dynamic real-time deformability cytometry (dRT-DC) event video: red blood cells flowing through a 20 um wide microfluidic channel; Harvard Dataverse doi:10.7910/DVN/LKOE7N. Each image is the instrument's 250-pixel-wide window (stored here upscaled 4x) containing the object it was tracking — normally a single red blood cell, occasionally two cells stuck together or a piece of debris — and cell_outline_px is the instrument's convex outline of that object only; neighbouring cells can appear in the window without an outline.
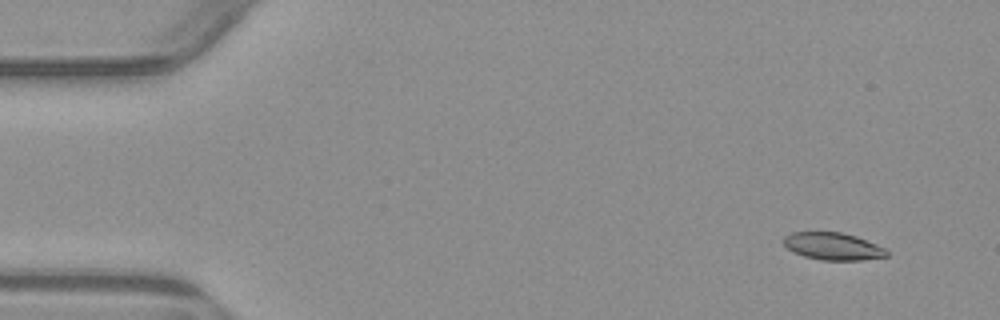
{"species": "common noctule bat (a hibernating species)", "species_latin": "Nyctalus noctula", "temperature_condition": "warm", "stored_images_in_passage": 4, "camera_frame_rate_fps": 3000, "um_per_image_px": 0.085, "animal": {"sex": "male", "body_mass_g": 23.1, "forearm_length_mm": 52.7}, "frame": {"image": 1, "passage_image": 1, "time_ms": 0.0, "image_size_px": [1000, 320], "cell_outline_px": [[888, 256], [864, 260], [820, 260], [804, 256], [792, 252], [784, 244], [784, 236], [792, 232], [840, 232], [856, 236], [876, 244], [884, 248], [888, 252]], "centroid_in_image_um": [70.79, 20.94], "position_along_channel_um": 14.2, "area_um2": 16.42}}
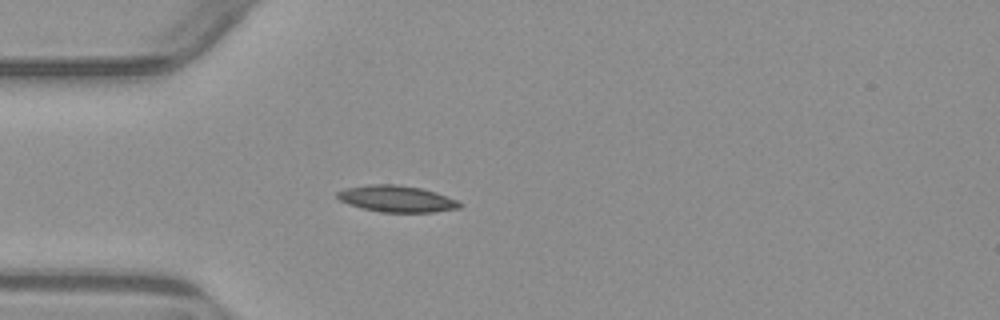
{"frame": {"image": 2, "passage_image": 4, "time_ms": 3.667, "image_size_px": [1000, 320], "cell_outline_px": [[464, 204], [460, 208], [432, 212], [380, 212], [348, 204], [340, 200], [336, 196], [336, 192], [344, 188], [368, 184], [396, 184], [420, 188], [436, 192], [456, 200]], "centroid_in_image_um": [33.7, 16.89], "position_along_channel_um": 51.3, "area_um2": 18.9}}